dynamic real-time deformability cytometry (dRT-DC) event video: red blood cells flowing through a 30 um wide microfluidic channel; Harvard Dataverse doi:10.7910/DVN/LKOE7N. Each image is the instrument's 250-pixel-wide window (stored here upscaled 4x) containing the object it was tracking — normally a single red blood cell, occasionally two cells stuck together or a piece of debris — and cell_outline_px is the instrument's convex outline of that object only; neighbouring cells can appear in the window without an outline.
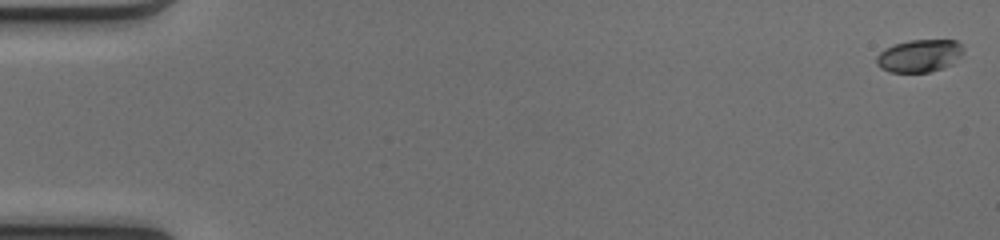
{"species": "common noctule bat (a hibernating species)", "species_latin": "Nyctalus noctula", "temperature_condition": "cold", "stored_images_in_passage": 51, "camera_frame_rate_fps": 3000, "um_per_image_px": 0.085, "animal": {"sex": "female", "body_mass_g": 17.0, "forearm_length_mm": 48.0}, "frame": {"image": 1, "passage_image": 1, "time_ms": 0.0, "image_size_px": [1000, 240], "cell_outline_px": [[964, 52], [952, 64], [944, 68], [928, 72], [888, 72], [880, 68], [876, 64], [876, 56], [884, 48], [908, 40], [956, 40], [964, 48]], "centroid_in_image_um": [78.14, 4.74], "position_along_channel_um": 6.9, "area_um2": 16.65}}
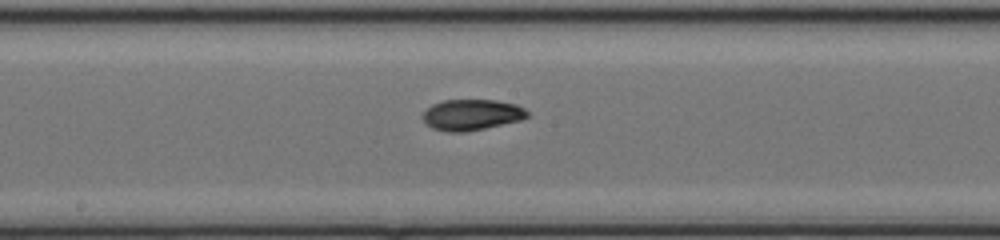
{"frame": {"image": 2, "passage_image": 28, "time_ms": 9.0, "image_size_px": [1000, 240], "cell_outline_px": [[528, 116], [520, 120], [468, 132], [448, 132], [432, 128], [420, 116], [432, 104], [440, 100], [496, 100], [516, 104], [524, 108], [528, 112]], "centroid_in_image_um": [40.07, 9.75], "position_along_channel_um": 208.1, "area_um2": 18.9}}
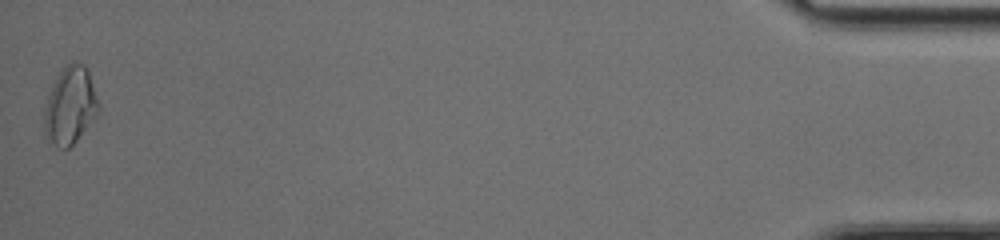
{"frame": {"image": 3, "passage_image": 51, "time_ms": 16.667, "image_size_px": [1000, 240], "cell_outline_px": [[100, 108], [96, 116], [76, 140], [68, 148], [60, 148], [48, 140], [44, 132], [44, 112], [48, 96], [60, 72], [72, 60], [76, 60], [84, 64], [88, 68]], "centroid_in_image_um": [5.98, 8.96], "position_along_channel_um": 429.2, "area_um2": 24.16}, "authors_computed_cell_mechanics": {"area_um2": 18.6116, "velocity_mm_per_s": 4.1347, "shape_relaxation_time_tau1_ms": 9.1272, "shape_relaxation_time_tau2_ms": 1.9997, "deformation_change_tau1": 0.2293, "deformation_change_tau2": 0.0639}}